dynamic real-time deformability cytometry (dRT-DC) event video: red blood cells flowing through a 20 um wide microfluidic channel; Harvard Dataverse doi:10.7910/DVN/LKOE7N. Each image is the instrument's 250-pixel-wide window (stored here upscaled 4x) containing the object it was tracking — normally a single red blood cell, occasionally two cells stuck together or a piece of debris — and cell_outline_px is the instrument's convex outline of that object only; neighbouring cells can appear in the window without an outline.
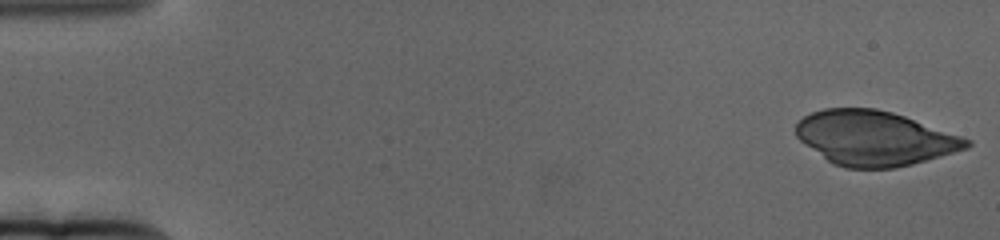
{"species": "human", "species_latin": "Homo sapiens", "temperature_condition": "cold", "stored_images_in_passage": 64, "camera_frame_rate_fps": 3000, "um_per_image_px": 0.085, "donor": {"sex": "female"}, "frame": {"image": 1, "passage_image": 1, "time_ms": 0.0, "image_size_px": [1000, 240], "cell_outline_px": [[972, 144], [968, 148], [912, 164], [896, 168], [844, 168], [832, 164], [800, 140], [796, 136], [796, 124], [804, 116], [812, 112], [824, 108], [876, 108], [892, 112], [904, 116], [972, 140]], "centroid_in_image_um": [74.32, 11.75], "position_along_channel_um": 10.7, "area_um2": 54.04}}